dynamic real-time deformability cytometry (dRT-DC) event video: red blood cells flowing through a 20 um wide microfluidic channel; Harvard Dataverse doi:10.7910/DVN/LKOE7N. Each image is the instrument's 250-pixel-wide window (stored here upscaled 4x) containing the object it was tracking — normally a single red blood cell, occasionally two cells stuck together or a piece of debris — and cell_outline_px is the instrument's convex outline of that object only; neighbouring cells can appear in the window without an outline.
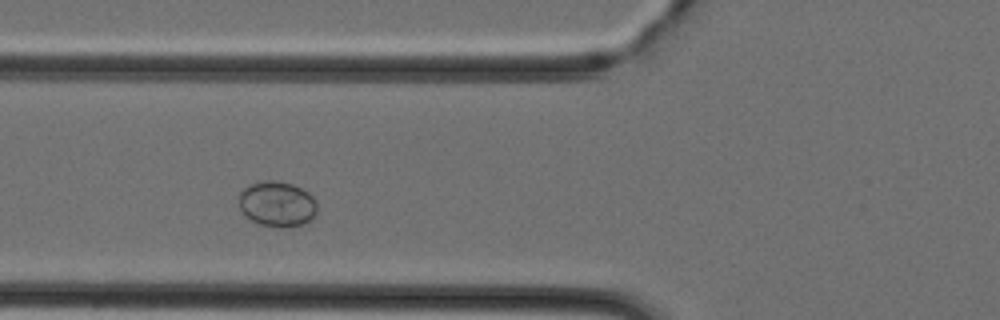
{"species": "Egyptian fruit bat (a non-hibernating species)", "species_latin": "Rousettus aegyptiacus", "temperature_condition": "cold", "stored_images_in_passage": 38, "camera_frame_rate_fps": 3000, "um_per_image_px": 0.085, "animal": {"sex": "female"}, "frame": {"image": 1, "passage_image": 9, "time_ms": 2.667, "image_size_px": [1000, 320], "cell_outline_px": [[316, 212], [312, 220], [304, 224], [288, 228], [280, 228], [260, 224], [252, 220], [240, 208], [240, 192], [244, 188], [252, 184], [264, 180], [276, 180], [292, 184], [308, 192], [316, 200]], "centroid_in_image_um": [23.6, 17.35], "position_along_channel_um": 102.2, "area_um2": 20.69}}
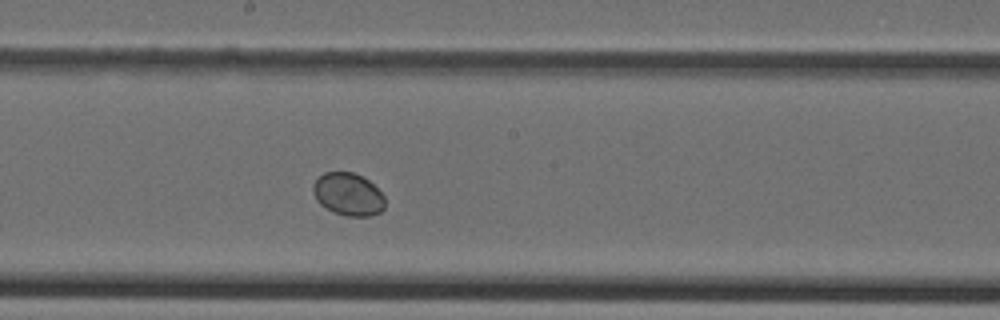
{"frame": {"image": 2, "passage_image": 17, "time_ms": 5.333, "image_size_px": [1000, 320], "cell_outline_px": [[384, 208], [380, 212], [372, 216], [348, 216], [332, 212], [320, 204], [316, 200], [312, 192], [312, 184], [324, 172], [352, 172], [368, 180], [384, 196]], "centroid_in_image_um": [29.56, 16.53], "position_along_channel_um": 218.6, "area_um2": 17.86}}
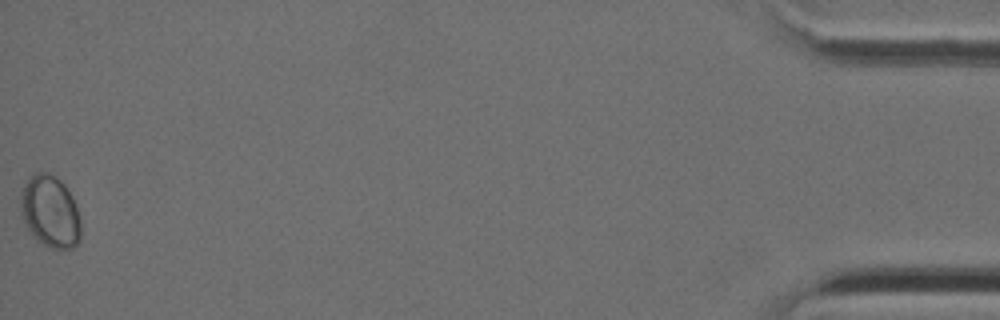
{"frame": {"image": 3, "passage_image": 38, "time_ms": 12.333, "image_size_px": [1000, 320], "cell_outline_px": [[80, 240], [72, 248], [52, 248], [44, 244], [28, 228], [24, 220], [20, 204], [24, 184], [36, 172], [44, 172], [60, 180], [64, 184], [76, 208], [80, 220]], "centroid_in_image_um": [4.28, 17.99], "position_along_channel_um": 430.9, "area_um2": 24.28}}